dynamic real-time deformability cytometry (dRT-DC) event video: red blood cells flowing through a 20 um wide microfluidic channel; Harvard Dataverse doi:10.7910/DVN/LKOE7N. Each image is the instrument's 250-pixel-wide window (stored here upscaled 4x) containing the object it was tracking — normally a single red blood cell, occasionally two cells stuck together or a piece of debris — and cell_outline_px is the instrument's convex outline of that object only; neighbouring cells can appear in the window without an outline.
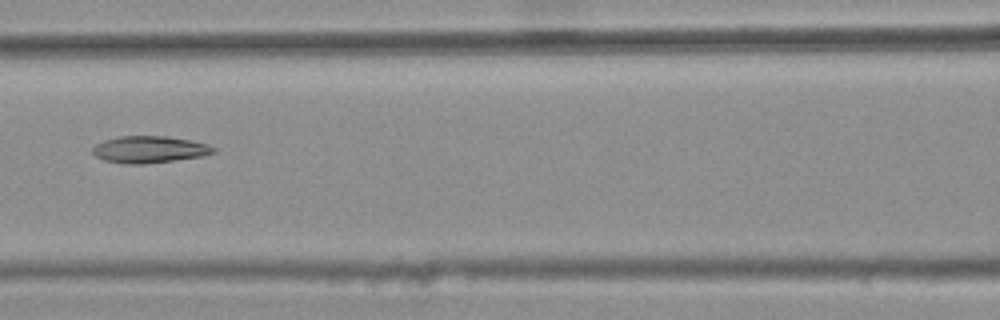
{"species": "common noctule bat (a hibernating species)", "species_latin": "Nyctalus noctula", "temperature_condition": "warm", "stored_images_in_passage": 3, "camera_frame_rate_fps": 3000, "um_per_image_px": 0.085, "animal": {"sex": "female", "body_mass_g": 25.1}, "frame": {"image": 1, "passage_image": 3, "time_ms": 0.667, "image_size_px": [1000, 320], "cell_outline_px": [[216, 152], [204, 156], [144, 164], [124, 164], [104, 160], [96, 156], [92, 152], [92, 148], [96, 144], [104, 140], [120, 136], [168, 136], [208, 144], [216, 148]], "centroid_in_image_um": [12.7, 12.71], "position_along_channel_um": 153.9, "area_um2": 18.96}}